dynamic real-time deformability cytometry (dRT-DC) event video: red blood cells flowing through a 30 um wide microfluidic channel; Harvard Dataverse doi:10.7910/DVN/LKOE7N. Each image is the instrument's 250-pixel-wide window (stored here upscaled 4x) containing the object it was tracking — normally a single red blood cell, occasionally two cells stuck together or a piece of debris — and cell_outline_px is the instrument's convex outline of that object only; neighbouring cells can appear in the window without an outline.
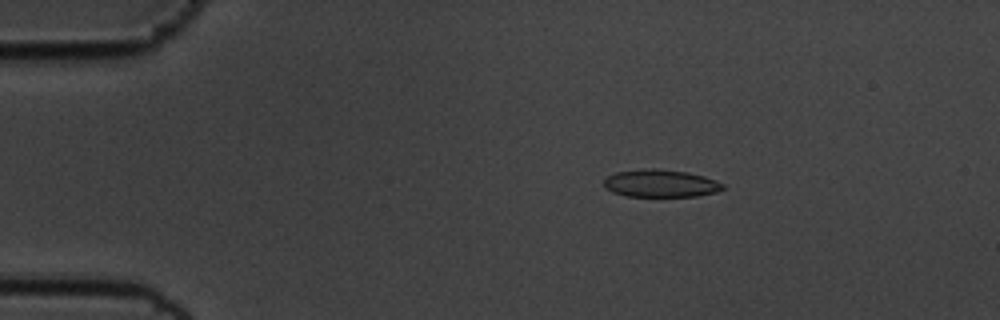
{"species": "common noctule bat (a hibernating species)", "species_latin": "Nyctalus noctula", "temperature_condition": "cold", "stored_images_in_passage": 57, "camera_frame_rate_fps": 3000, "um_per_image_px": 0.085, "animal": {"sex": "male", "body_mass_g": 19.5, "forearm_length_mm": 54.6}, "frame": {"image": 1, "passage_image": 10, "time_ms": 3.0, "image_size_px": [1000, 320], "cell_outline_px": [[724, 188], [716, 192], [696, 196], [628, 196], [612, 192], [604, 188], [604, 180], [608, 176], [616, 172], [652, 168], [656, 168], [688, 172], [704, 176], [716, 180], [724, 184]], "centroid_in_image_um": [56.16, 15.58], "position_along_channel_um": 28.8, "area_um2": 19.07}}
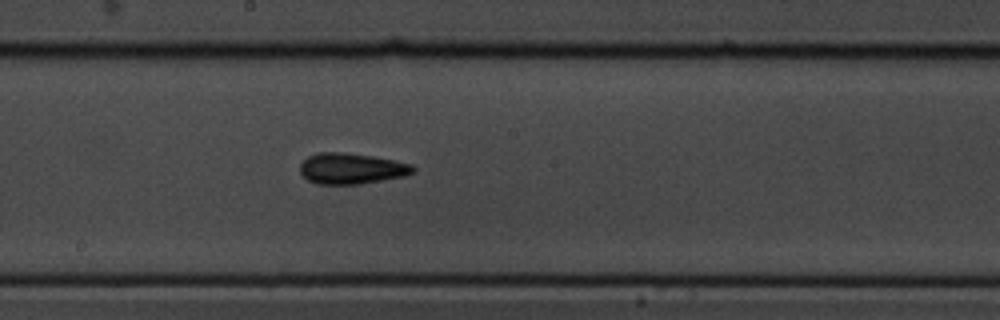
{"frame": {"image": 2, "passage_image": 31, "time_ms": 10.0, "image_size_px": [1000, 320], "cell_outline_px": [[416, 172], [404, 176], [360, 184], [316, 184], [308, 180], [300, 172], [300, 164], [308, 156], [320, 152], [340, 152], [372, 156], [396, 160], [412, 164], [416, 168]], "centroid_in_image_um": [29.9, 14.33], "position_along_channel_um": 218.3, "area_um2": 20.4}}
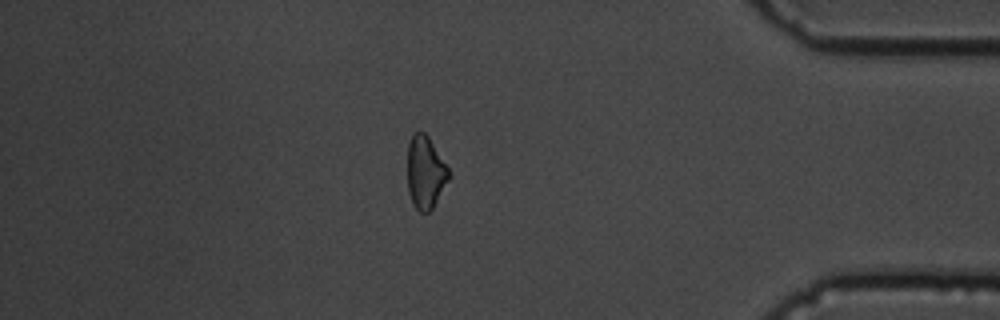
{"frame": {"image": 3, "passage_image": 49, "time_ms": 16.0, "image_size_px": [1000, 320], "cell_outline_px": [[452, 176], [432, 208], [428, 212], [420, 212], [412, 204], [408, 192], [408, 144], [412, 132], [424, 132], [428, 136], [448, 168]], "centroid_in_image_um": [36.16, 14.66], "position_along_channel_um": 399.0, "area_um2": 17.57}, "authors_computed_cell_mechanics": {"area_um2": 19.1318, "velocity_mm_per_s": 3.5466, "shape_relaxation_time_tau1_ms": 2.9497, "shape_relaxation_time_tau2_ms": 2.3943, "deformation_change_tau1": 0.0976, "deformation_change_tau2": 0.1046}}